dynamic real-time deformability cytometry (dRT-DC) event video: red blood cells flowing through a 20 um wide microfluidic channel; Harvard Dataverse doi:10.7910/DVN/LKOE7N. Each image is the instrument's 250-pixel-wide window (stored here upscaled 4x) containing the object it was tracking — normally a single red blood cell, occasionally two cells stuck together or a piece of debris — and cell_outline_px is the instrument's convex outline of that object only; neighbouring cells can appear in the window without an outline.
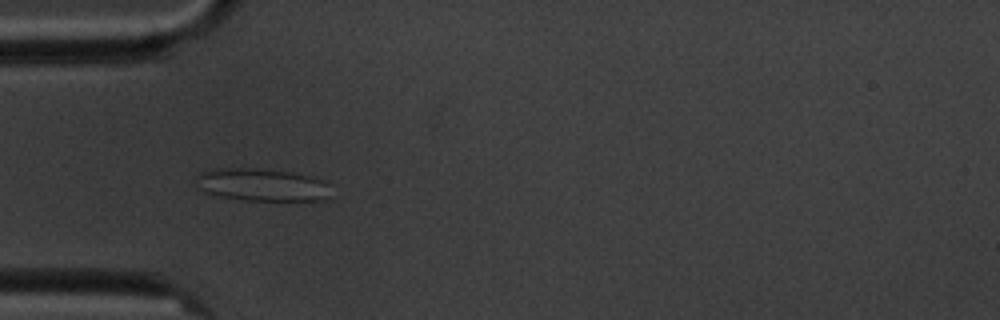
{"species": "common noctule bat (a hibernating species)", "species_latin": "Nyctalus noctula", "temperature_condition": "cold", "stored_images_in_passage": 6, "camera_frame_rate_fps": 3000, "um_per_image_px": 0.085, "animal": {"sex": "male", "body_mass_g": 20.1, "forearm_length_mm": 53.5}, "frame": {"image": 1, "passage_image": 5, "time_ms": 4.333, "image_size_px": [1000, 320], "cell_outline_px": [[328, 196], [324, 200], [248, 200], [220, 196], [204, 192], [192, 184], [196, 176], [200, 172], [212, 168], [256, 168], [292, 172], [308, 176], [320, 180], [328, 184]], "centroid_in_image_um": [22.14, 15.69], "position_along_channel_um": 62.9, "area_um2": 25.66}}
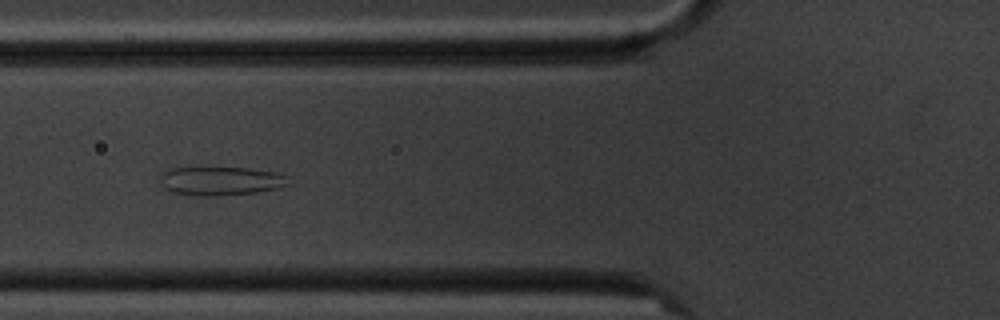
{"frame": {"image": 2, "passage_image": 6, "time_ms": 5.667, "image_size_px": [1000, 320], "cell_outline_px": [[292, 184], [280, 188], [256, 192], [216, 196], [196, 196], [172, 192], [164, 188], [160, 180], [160, 176], [168, 168], [248, 168], [276, 172], [288, 176]], "centroid_in_image_um": [18.81, 15.39], "position_along_channel_um": 107.0, "area_um2": 21.68}}